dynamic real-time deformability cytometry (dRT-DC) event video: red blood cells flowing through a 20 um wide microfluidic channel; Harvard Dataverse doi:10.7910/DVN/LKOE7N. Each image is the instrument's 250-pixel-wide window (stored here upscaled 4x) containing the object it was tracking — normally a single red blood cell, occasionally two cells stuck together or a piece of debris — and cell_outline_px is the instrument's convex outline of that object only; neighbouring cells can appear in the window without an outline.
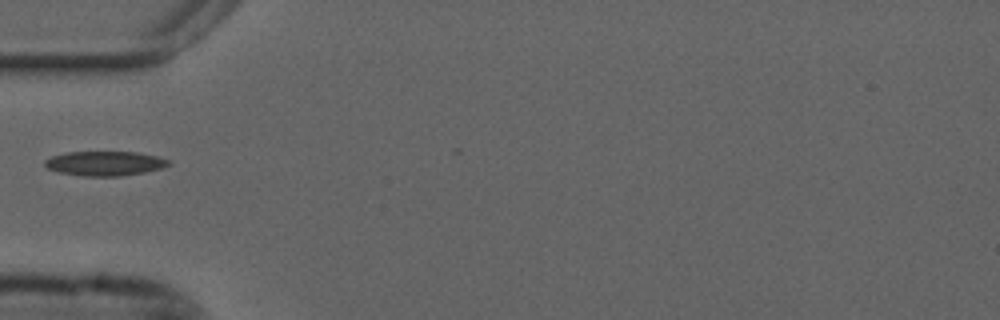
{"species": "common noctule bat (a hibernating species)", "species_latin": "Nyctalus noctula", "temperature_condition": "cold", "stored_images_in_passage": 27, "camera_frame_rate_fps": 3000, "um_per_image_px": 0.085, "animal": {"sex": "male", "forearm_length_mm": 52.5}, "frame": {"image": 1, "passage_image": 1, "time_ms": 0.0, "image_size_px": [1000, 320], "cell_outline_px": [[172, 164], [160, 168], [144, 172], [120, 176], [84, 176], [56, 172], [48, 168], [44, 164], [44, 160], [52, 156], [64, 152], [136, 152], [156, 156], [172, 160]], "centroid_in_image_um": [8.9, 13.89], "position_along_channel_um": 76.1, "area_um2": 17.74}}
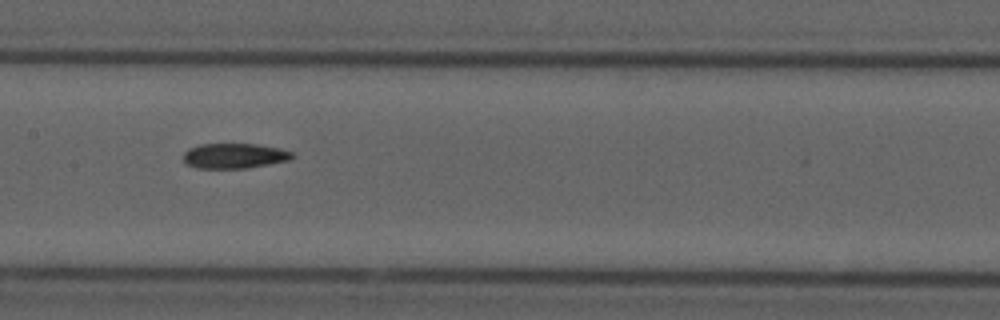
{"frame": {"image": 2, "passage_image": 10, "time_ms": 3.0, "image_size_px": [1000, 320], "cell_outline_px": [[296, 156], [288, 160], [248, 168], [196, 168], [184, 164], [184, 152], [188, 148], [200, 144], [256, 144], [280, 148], [296, 152]], "centroid_in_image_um": [19.93, 13.24], "position_along_channel_um": 187.5, "area_um2": 16.13}}
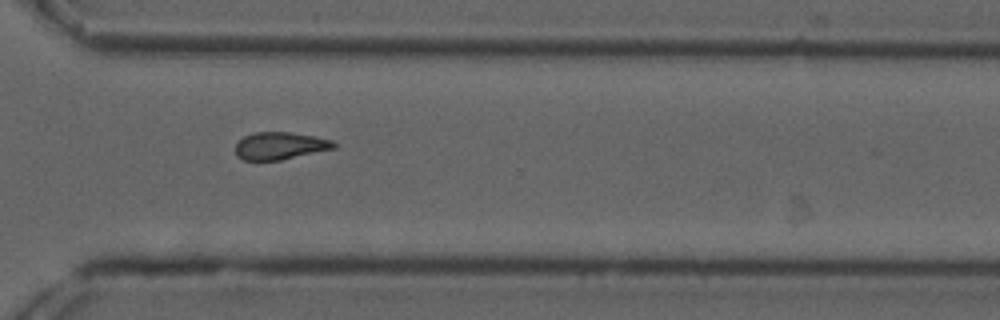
{"frame": {"image": 3, "passage_image": 23, "time_ms": 7.333, "image_size_px": [1000, 320], "cell_outline_px": [[336, 148], [280, 160], [244, 160], [236, 156], [236, 144], [244, 136], [256, 132], [292, 132], [332, 140], [336, 144]], "centroid_in_image_um": [23.8, 12.39], "position_along_channel_um": 346.8, "area_um2": 15.61}}